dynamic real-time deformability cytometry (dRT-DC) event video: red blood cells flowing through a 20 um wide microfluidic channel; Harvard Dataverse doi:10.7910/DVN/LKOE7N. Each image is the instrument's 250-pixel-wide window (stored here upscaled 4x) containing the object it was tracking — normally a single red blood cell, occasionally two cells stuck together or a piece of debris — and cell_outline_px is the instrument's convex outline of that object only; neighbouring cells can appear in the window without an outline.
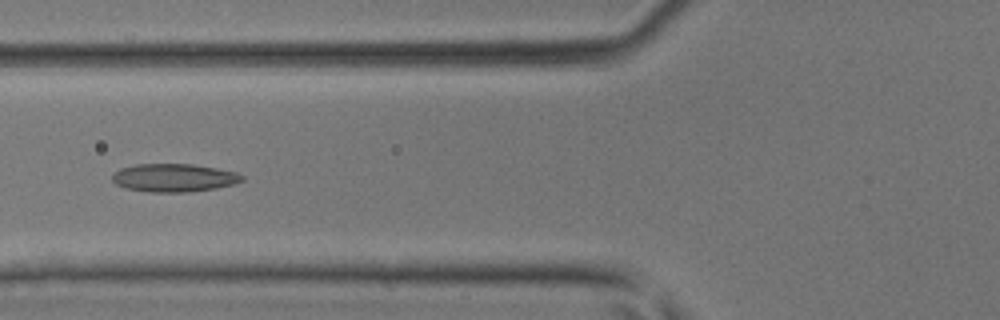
{"species": "common noctule bat (a hibernating species)", "species_latin": "Nyctalus noctula", "temperature_condition": "room temperature", "stored_images_in_passage": 42, "segment_of_instrument_passage": [1, 2], "camera_frame_rate_fps": 3000, "um_per_image_px": 0.085, "animal": {"sex": "male", "body_mass_g": 17.9, "forearm_length_mm": 54.2}, "frame": {"image": 1, "passage_image": 14, "time_ms": 4.333, "image_size_px": [1000, 320], "cell_outline_px": [[244, 180], [236, 184], [216, 188], [188, 192], [148, 192], [124, 188], [116, 184], [112, 180], [112, 176], [120, 168], [136, 164], [192, 164], [216, 168], [236, 172], [244, 176]], "centroid_in_image_um": [14.8, 15.11], "position_along_channel_um": 111.0, "area_um2": 21.39}}
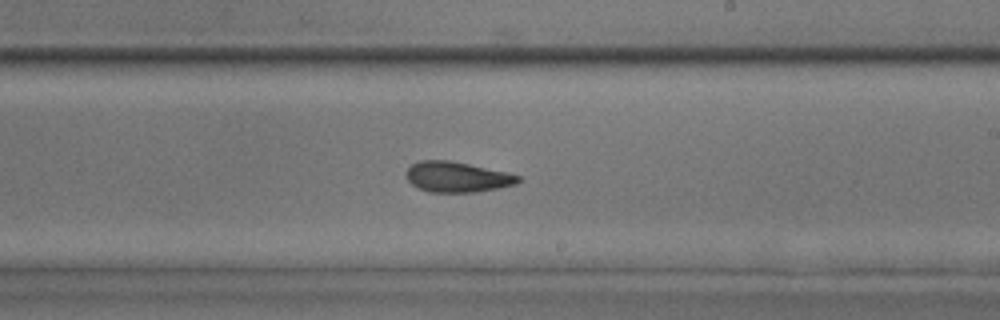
{"frame": {"image": 2, "passage_image": 23, "time_ms": 7.333, "image_size_px": [1000, 320], "cell_outline_px": [[520, 180], [516, 184], [476, 192], [428, 192], [412, 184], [404, 176], [404, 172], [412, 164], [420, 160], [448, 160], [508, 172], [520, 176]], "centroid_in_image_um": [38.82, 15.04], "position_along_channel_um": 250.2, "area_um2": 19.83}}
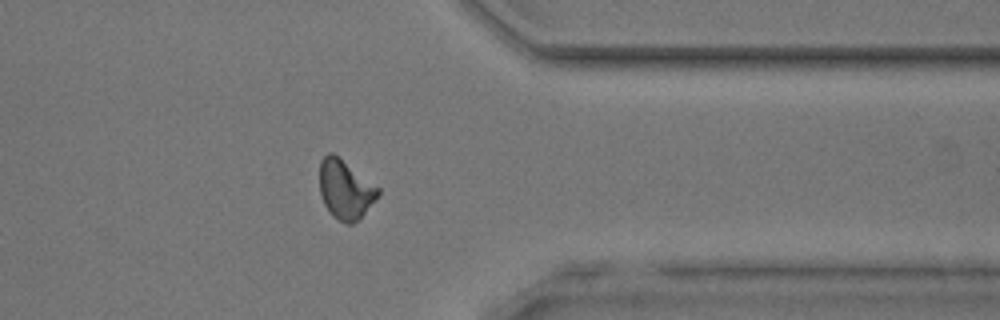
{"frame": {"image": 3, "passage_image": 32, "time_ms": 10.333, "image_size_px": [1000, 320], "cell_outline_px": [[380, 196], [352, 224], [344, 224], [332, 216], [324, 204], [320, 196], [320, 160], [328, 152], [332, 152], [380, 188]], "centroid_in_image_um": [29.34, 16.11], "position_along_channel_um": 382.1, "area_um2": 20.06}}